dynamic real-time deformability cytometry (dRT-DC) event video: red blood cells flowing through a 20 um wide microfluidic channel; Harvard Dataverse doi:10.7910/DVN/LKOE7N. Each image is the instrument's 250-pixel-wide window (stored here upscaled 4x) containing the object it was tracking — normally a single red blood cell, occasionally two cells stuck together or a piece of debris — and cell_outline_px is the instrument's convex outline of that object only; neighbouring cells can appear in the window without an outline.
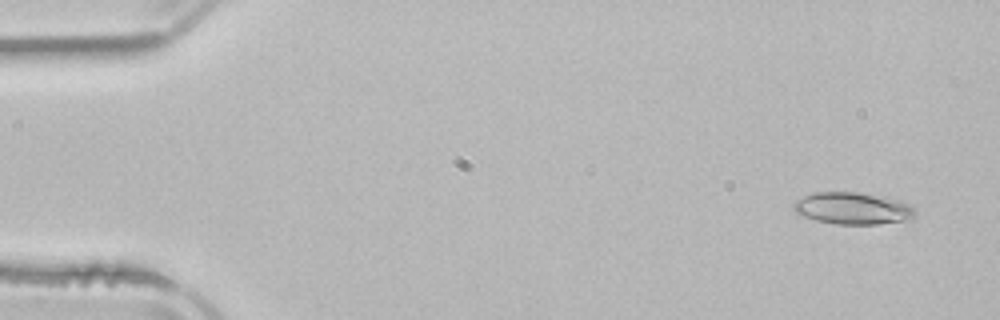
{"species": "common noctule bat (a hibernating species)", "species_latin": "Nyctalus noctula", "temperature_condition": "room temperature", "stored_images_in_passage": 3, "camera_frame_rate_fps": 3000, "um_per_image_px": 0.085, "animal": {"sex": "male", "body_mass_g": 21.5, "forearm_length_mm": 52.0}, "frame": {"image": 1, "passage_image": 1, "time_ms": 0.0, "image_size_px": [1000, 320], "cell_outline_px": [[916, 212], [912, 216], [904, 220], [876, 224], [836, 224], [816, 220], [804, 216], [796, 212], [792, 208], [792, 204], [796, 200], [804, 196], [816, 192], [856, 192], [900, 200], [908, 204]], "centroid_in_image_um": [72.42, 17.7], "position_along_channel_um": 12.6, "area_um2": 22.25}}